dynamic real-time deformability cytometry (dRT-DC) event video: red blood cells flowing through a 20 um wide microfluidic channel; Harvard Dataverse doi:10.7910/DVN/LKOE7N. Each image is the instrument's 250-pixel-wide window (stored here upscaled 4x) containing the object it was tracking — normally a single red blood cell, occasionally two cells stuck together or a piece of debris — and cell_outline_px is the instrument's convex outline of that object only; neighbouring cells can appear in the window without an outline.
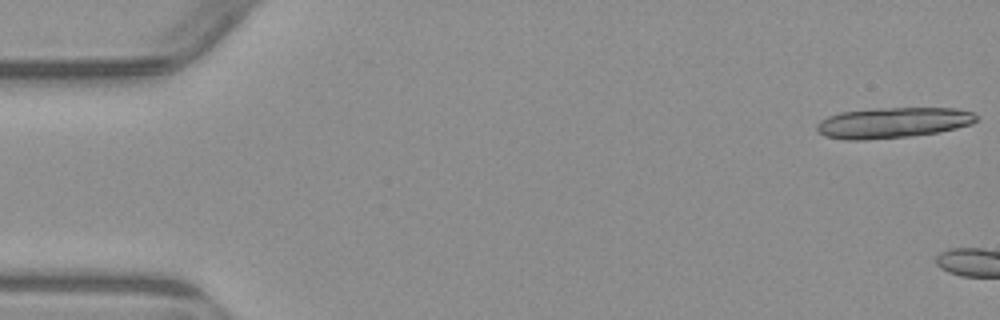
{"species": "common noctule bat (a hibernating species)", "species_latin": "Nyctalus noctula", "temperature_condition": "warm", "stored_images_in_passage": 2, "camera_frame_rate_fps": 3000, "um_per_image_px": 0.085, "animal": {"sex": "male", "body_mass_g": 23.1, "forearm_length_mm": 52.7}, "frame": {"image": 1, "passage_image": 1, "time_ms": 0.0, "image_size_px": [1000, 320], "cell_outline_px": [[980, 116], [972, 124], [956, 128], [936, 132], [908, 136], [864, 140], [844, 140], [824, 136], [816, 132], [816, 124], [820, 120], [828, 116], [840, 112], [872, 108], [956, 108], [972, 112]], "centroid_in_image_um": [75.85, 10.42], "position_along_channel_um": 9.1, "area_um2": 28.67}}